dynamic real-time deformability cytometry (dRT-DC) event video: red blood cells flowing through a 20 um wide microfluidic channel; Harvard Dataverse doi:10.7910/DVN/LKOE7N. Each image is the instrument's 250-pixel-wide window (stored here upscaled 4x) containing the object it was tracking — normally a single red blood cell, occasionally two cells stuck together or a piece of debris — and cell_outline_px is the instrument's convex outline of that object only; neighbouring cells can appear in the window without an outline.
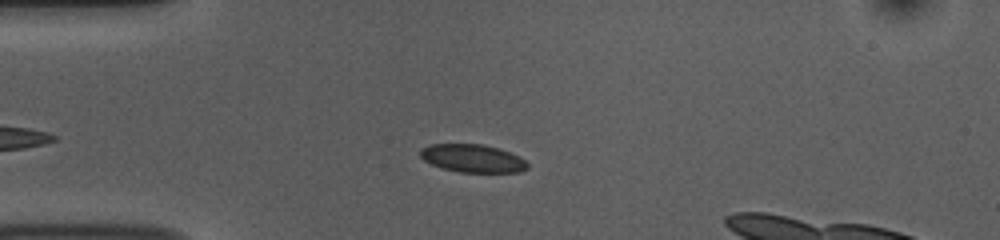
{"species": "common noctule bat (a hibernating species)", "species_latin": "Nyctalus noctula", "temperature_condition": "room temperature", "stored_images_in_passage": 37, "camera_frame_rate_fps": 3000, "um_per_image_px": 0.085, "animal": {"sex": "female", "body_mass_g": 10.0, "forearm_length_mm": 53.1}, "frame": {"image": 1, "passage_image": 1, "time_ms": 0.0, "image_size_px": [1000, 240], "cell_outline_px": [[528, 168], [520, 172], [460, 172], [440, 168], [424, 160], [420, 156], [420, 148], [428, 144], [480, 144], [500, 148], [524, 160], [528, 164]], "centroid_in_image_um": [40.13, 13.46], "position_along_channel_um": 44.9, "area_um2": 17.46}}
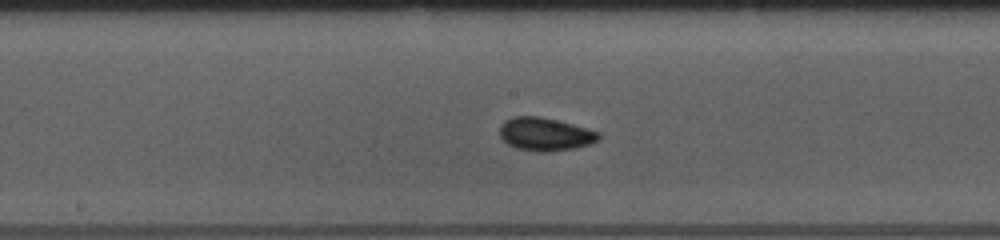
{"frame": {"image": 2, "passage_image": 15, "time_ms": 4.667, "image_size_px": [1000, 240], "cell_outline_px": [[600, 140], [588, 144], [572, 148], [548, 152], [540, 152], [516, 148], [508, 144], [500, 136], [500, 124], [504, 120], [516, 116], [540, 116], [588, 128], [600, 132]], "centroid_in_image_um": [46.33, 11.4], "position_along_channel_um": 201.9, "area_um2": 19.07}}
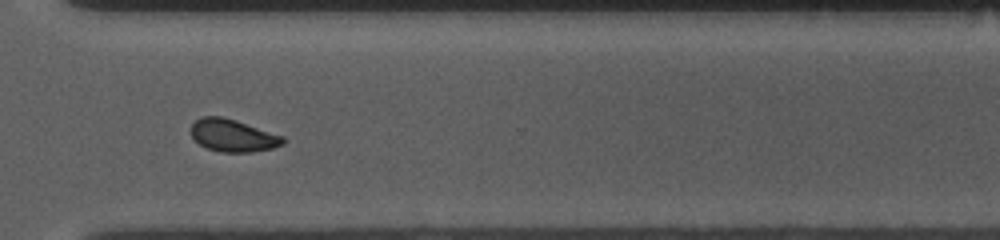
{"frame": {"image": 3, "passage_image": 27, "time_ms": 8.667, "image_size_px": [1000, 240], "cell_outline_px": [[284, 144], [272, 148], [252, 152], [220, 152], [208, 148], [200, 144], [192, 136], [192, 124], [200, 116], [220, 116], [236, 120], [284, 136]], "centroid_in_image_um": [19.81, 11.51], "position_along_channel_um": 350.8, "area_um2": 17.28}, "authors_computed_cell_mechanics": {"area_um2": 18.3804, "velocity_mm_per_s": 3.7284, "shape_relaxation_time_tau1_ms": 2.8598, "shape_relaxation_time_tau2_ms": 1.6449, "deformation_change_tau1": 0.073, "deformation_change_tau2": 0.0547}}